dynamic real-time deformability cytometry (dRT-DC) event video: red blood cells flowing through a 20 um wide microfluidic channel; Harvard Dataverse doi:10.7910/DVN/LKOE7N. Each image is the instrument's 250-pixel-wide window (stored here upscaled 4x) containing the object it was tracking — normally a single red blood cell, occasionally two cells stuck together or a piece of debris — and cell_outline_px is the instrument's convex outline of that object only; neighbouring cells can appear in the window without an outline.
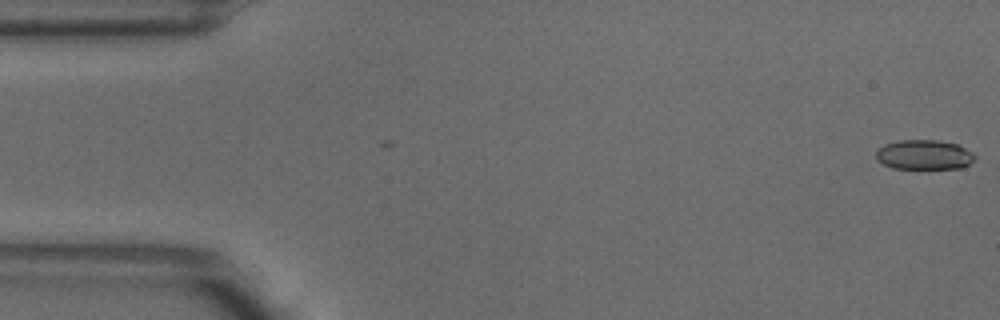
{"species": "common noctule bat (a hibernating species)", "species_latin": "Nyctalus noctula", "temperature_condition": "warm", "stored_images_in_passage": 3, "camera_frame_rate_fps": 3000, "um_per_image_px": 0.085, "animal": {"sex": "male", "body_mass_g": 18.8}, "frame": {"image": 1, "passage_image": 1, "time_ms": 0.0, "image_size_px": [1000, 320], "cell_outline_px": [[976, 156], [964, 168], [892, 168], [884, 164], [876, 156], [876, 152], [884, 144], [900, 140], [936, 140], [956, 144], [972, 152]], "centroid_in_image_um": [78.56, 13.15], "position_along_channel_um": 6.4, "area_um2": 16.82}}
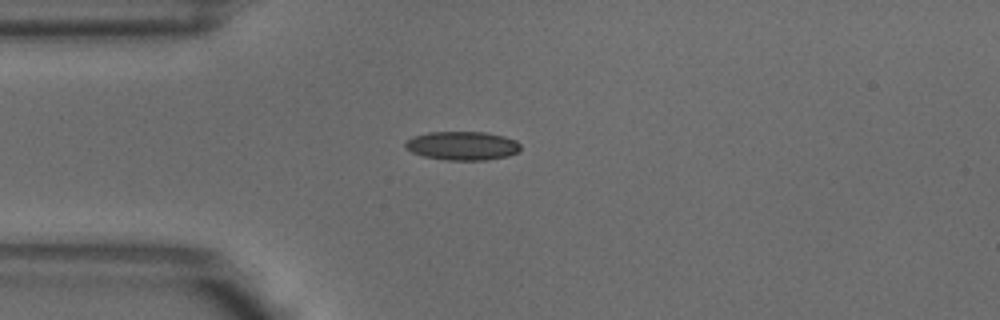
{"frame": {"image": 2, "passage_image": 2, "time_ms": 0.333, "image_size_px": [1000, 320], "cell_outline_px": [[520, 148], [516, 152], [508, 156], [488, 160], [444, 160], [424, 156], [412, 152], [404, 148], [404, 144], [412, 136], [428, 132], [484, 132], [504, 136], [516, 140], [520, 144]], "centroid_in_image_um": [39.28, 12.39], "position_along_channel_um": 45.7, "area_um2": 19.36}}